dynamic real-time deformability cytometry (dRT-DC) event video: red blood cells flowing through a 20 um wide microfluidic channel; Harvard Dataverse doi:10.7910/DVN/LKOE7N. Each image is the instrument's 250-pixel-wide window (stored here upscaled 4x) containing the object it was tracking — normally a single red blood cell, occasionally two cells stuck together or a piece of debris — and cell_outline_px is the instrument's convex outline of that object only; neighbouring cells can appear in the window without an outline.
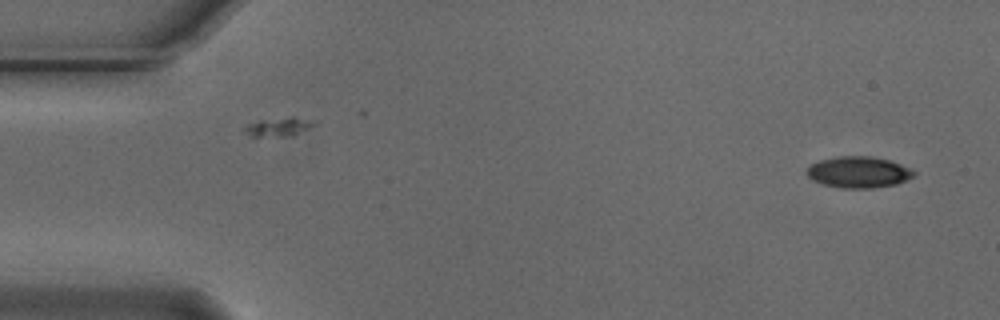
{"species": "Egyptian fruit bat (a non-hibernating species)", "species_latin": "Rousettus aegyptiacus", "temperature_condition": "cold", "stored_images_in_passage": 13, "camera_frame_rate_fps": 3000, "um_per_image_px": 0.085, "animal": {"sex": "male"}, "frame": {"image": 1, "passage_image": 1, "time_ms": 0.0, "image_size_px": [1000, 320], "cell_outline_px": [[916, 172], [912, 176], [896, 184], [872, 188], [840, 188], [824, 184], [812, 180], [804, 172], [812, 164], [820, 160], [836, 156], [872, 156], [888, 160], [912, 168]], "centroid_in_image_um": [72.95, 14.63], "position_along_channel_um": 12.0, "area_um2": 19.48}}
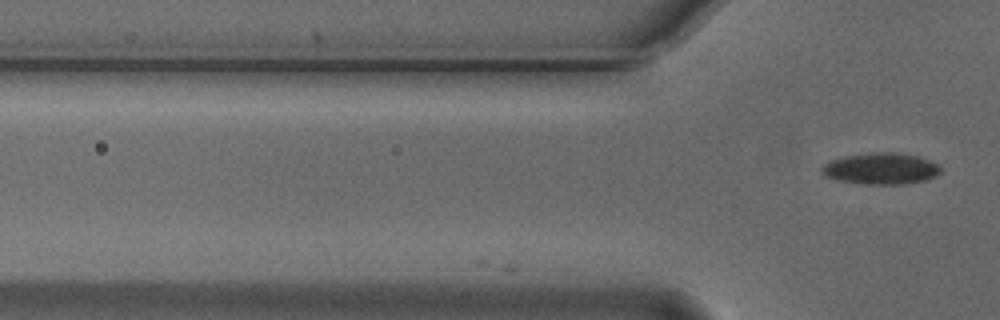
{"frame": {"image": 2, "passage_image": 13, "time_ms": 4.0, "image_size_px": [1000, 320], "cell_outline_px": [[944, 168], [936, 176], [924, 180], [904, 184], [864, 184], [840, 180], [824, 176], [820, 172], [820, 168], [828, 160], [844, 156], [876, 152], [892, 152], [916, 156], [940, 164]], "centroid_in_image_um": [74.87, 14.33], "position_along_channel_um": 50.9, "area_um2": 21.85}}